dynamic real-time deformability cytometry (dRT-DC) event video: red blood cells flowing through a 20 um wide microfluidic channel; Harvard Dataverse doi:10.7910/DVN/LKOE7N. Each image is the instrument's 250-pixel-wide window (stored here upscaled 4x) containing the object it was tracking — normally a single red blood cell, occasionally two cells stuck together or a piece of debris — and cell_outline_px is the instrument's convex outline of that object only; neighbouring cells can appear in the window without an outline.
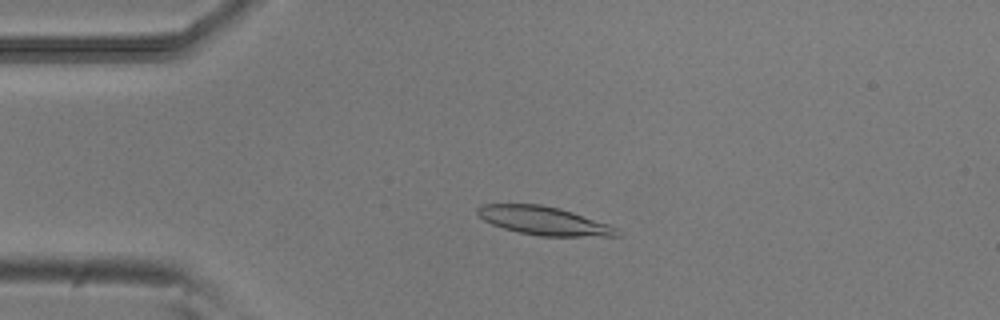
{"species": "common noctule bat (a hibernating species)", "species_latin": "Nyctalus noctula", "temperature_condition": "room temperature", "stored_images_in_passage": 51, "camera_frame_rate_fps": 3000, "um_per_image_px": 0.085, "animal": {"sex": "male", "body_mass_g": 20.5, "forearm_length_mm": 52.5}, "frame": {"image": 1, "passage_image": 11, "time_ms": 3.333, "image_size_px": [1000, 320], "cell_outline_px": [[620, 236], [540, 236], [520, 232], [504, 228], [492, 224], [484, 220], [476, 212], [476, 208], [480, 204], [540, 204], [560, 208], [612, 224], [616, 228]], "centroid_in_image_um": [46.25, 18.75], "position_along_channel_um": 38.8, "area_um2": 23.18}}
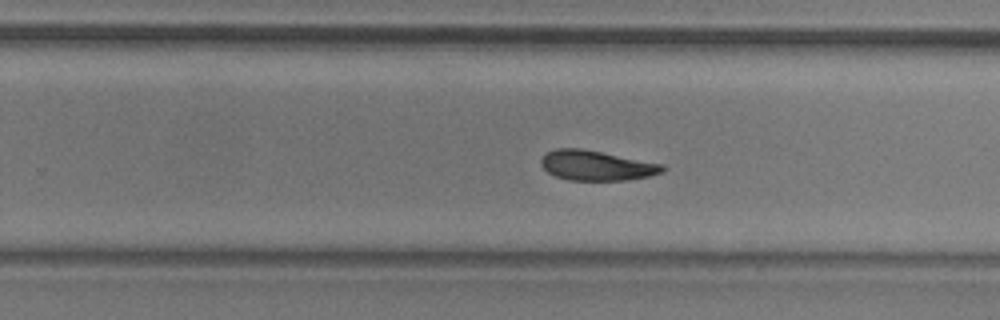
{"frame": {"image": 2, "passage_image": 32, "time_ms": 10.333, "image_size_px": [1000, 320], "cell_outline_px": [[664, 172], [648, 176], [628, 180], [568, 180], [556, 176], [548, 172], [540, 164], [540, 160], [544, 152], [556, 148], [580, 148], [664, 164]], "centroid_in_image_um": [50.67, 14.06], "position_along_channel_um": 279.1, "area_um2": 21.21}}
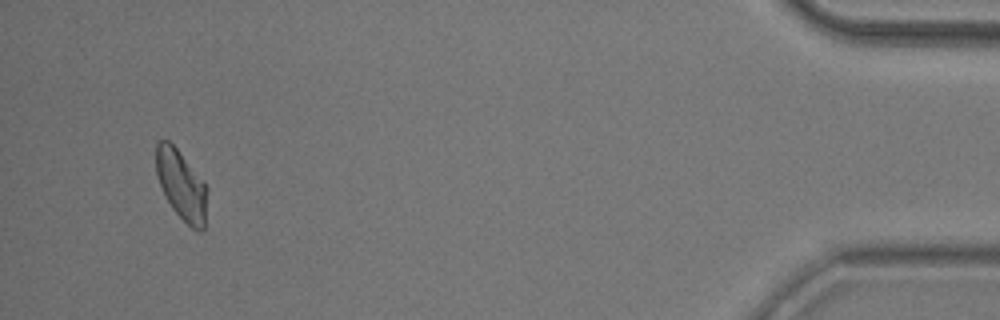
{"frame": {"image": 3, "passage_image": 49, "time_ms": 16.0, "image_size_px": [1000, 320], "cell_outline_px": [[208, 188], [204, 228], [200, 232], [196, 232], [172, 208], [160, 184], [156, 172], [156, 144], [160, 140], [168, 140], [176, 148], [204, 180]], "centroid_in_image_um": [15.45, 15.73], "position_along_channel_um": 419.8, "area_um2": 20.63}, "authors_computed_cell_mechanics": {"area_um2": 21.8484, "velocity_mm_per_s": 3.844, "shape_relaxation_time_tau1_ms": 6.9311, "shape_relaxation_time_tau2_ms": 2.7496, "deformation_change_tau1": 0.1686, "deformation_change_tau2": 0.0872}}